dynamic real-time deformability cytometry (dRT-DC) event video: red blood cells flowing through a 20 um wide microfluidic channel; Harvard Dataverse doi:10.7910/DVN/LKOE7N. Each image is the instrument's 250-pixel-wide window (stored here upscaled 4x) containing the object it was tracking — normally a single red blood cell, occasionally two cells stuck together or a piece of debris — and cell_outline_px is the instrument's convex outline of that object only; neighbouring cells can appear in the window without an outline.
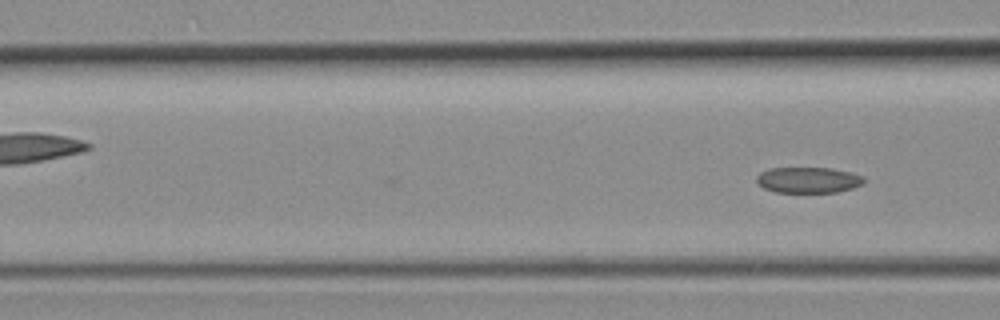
{"species": "common noctule bat (a hibernating species)", "species_latin": "Nyctalus noctula", "temperature_condition": "room temperature", "stored_images_in_passage": 15, "camera_frame_rate_fps": 3000, "um_per_image_px": 0.085, "animal": {"sex": "female", "body_mass_g": 19.3, "forearm_length_mm": 54.1}, "frame": {"image": 1, "passage_image": 15, "time_ms": 4.667, "image_size_px": [1000, 320], "cell_outline_px": [[864, 184], [852, 188], [836, 192], [772, 192], [756, 184], [756, 176], [760, 172], [768, 168], [832, 168], [852, 172], [864, 176]], "centroid_in_image_um": [68.68, 15.3], "position_along_channel_um": 97.9, "area_um2": 16.42}}